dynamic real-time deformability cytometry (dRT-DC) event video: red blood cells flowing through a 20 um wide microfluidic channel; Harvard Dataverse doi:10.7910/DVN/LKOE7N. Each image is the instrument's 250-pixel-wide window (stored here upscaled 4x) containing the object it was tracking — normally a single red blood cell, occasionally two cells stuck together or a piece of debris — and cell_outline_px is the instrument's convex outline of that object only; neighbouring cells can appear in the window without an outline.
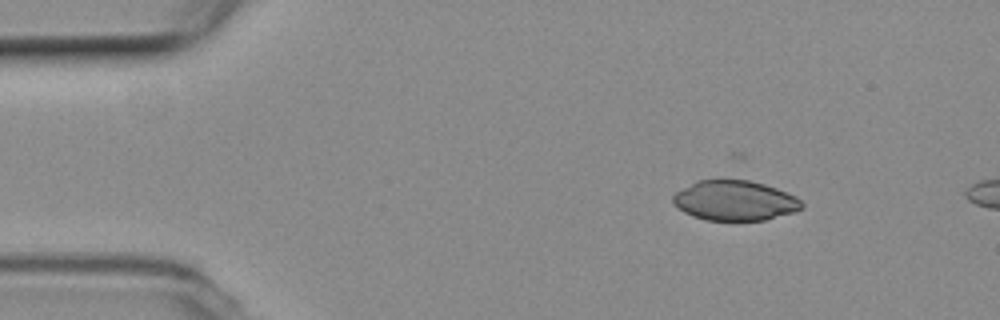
{"species": "common noctule bat (a hibernating species)", "species_latin": "Nyctalus noctula", "temperature_condition": "room temperature", "stored_images_in_passage": 6, "camera_frame_rate_fps": 3000, "um_per_image_px": 0.085, "animal": {"sex": "female", "body_mass_g": 19.3, "forearm_length_mm": 54.1}, "frame": {"image": 1, "passage_image": 1, "time_ms": 0.0, "image_size_px": [1000, 320], "cell_outline_px": [[804, 208], [792, 212], [764, 220], [704, 220], [692, 216], [684, 212], [672, 200], [672, 196], [676, 192], [696, 180], [748, 180], [764, 184], [776, 188], [796, 196], [804, 204]], "centroid_in_image_um": [62.46, 17.05], "position_along_channel_um": 22.5, "area_um2": 29.82}}